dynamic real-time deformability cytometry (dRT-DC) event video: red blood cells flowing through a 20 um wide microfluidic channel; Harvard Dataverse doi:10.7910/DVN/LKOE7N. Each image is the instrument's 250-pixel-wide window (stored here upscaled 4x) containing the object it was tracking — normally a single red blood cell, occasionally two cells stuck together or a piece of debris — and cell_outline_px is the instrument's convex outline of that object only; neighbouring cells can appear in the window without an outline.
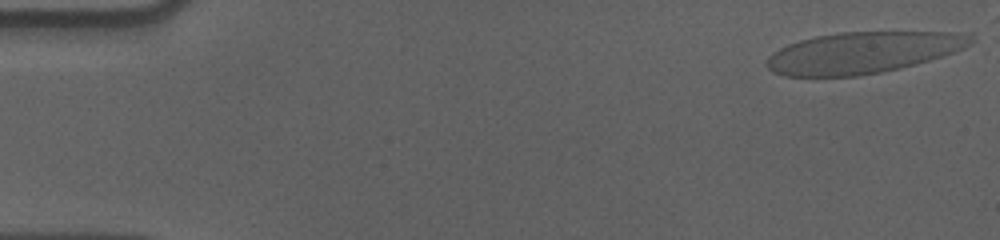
{"species": "human", "species_latin": "Homo sapiens", "temperature_condition": "cold", "stored_images_in_passage": 51, "segment_of_instrument_passage": [1, 2], "camera_frame_rate_fps": 3000, "um_per_image_px": 0.085, "donor": {"sex": "male"}, "frame": {"image": 1, "passage_image": 1, "time_ms": 0.0, "image_size_px": [1000, 240], "cell_outline_px": [[980, 40], [964, 48], [916, 64], [900, 68], [880, 72], [856, 76], [784, 76], [772, 72], [764, 64], [764, 60], [772, 52], [788, 44], [800, 40], [816, 36], [840, 32], [972, 32]], "centroid_in_image_um": [73.37, 4.46], "position_along_channel_um": 11.6, "area_um2": 49.65}}
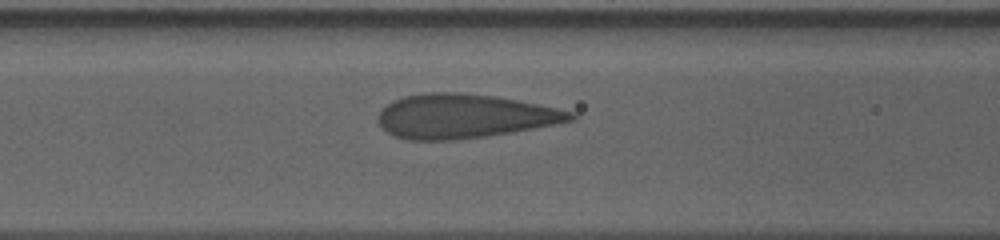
{"frame": {"image": 2, "passage_image": 22, "time_ms": 7.0, "image_size_px": [1000, 240], "cell_outline_px": [[580, 116], [576, 120], [556, 124], [488, 136], [456, 140], [408, 140], [396, 136], [388, 132], [376, 120], [376, 116], [392, 100], [404, 96], [428, 92], [452, 92], [492, 96], [516, 100], [576, 112]], "centroid_in_image_um": [39.47, 9.88], "position_along_channel_um": 127.1, "area_um2": 49.36}}
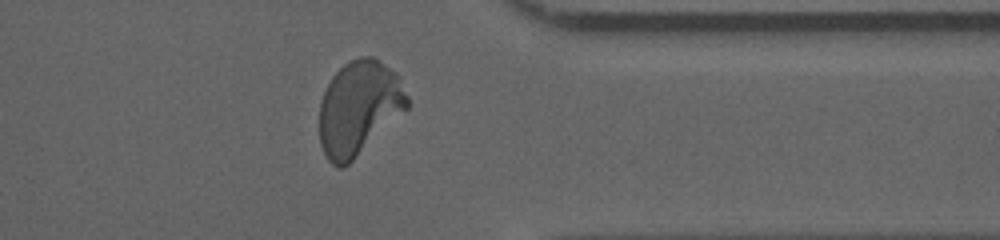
{"frame": {"image": 3, "passage_image": 44, "time_ms": 14.333, "image_size_px": [1000, 240], "cell_outline_px": [[408, 108], [344, 168], [340, 168], [332, 164], [328, 160], [320, 144], [320, 104], [324, 92], [332, 76], [344, 64], [360, 56], [376, 56], [396, 72], [408, 96]], "centroid_in_image_um": [30.51, 9.15], "position_along_channel_um": 380.9, "area_um2": 48.03}}